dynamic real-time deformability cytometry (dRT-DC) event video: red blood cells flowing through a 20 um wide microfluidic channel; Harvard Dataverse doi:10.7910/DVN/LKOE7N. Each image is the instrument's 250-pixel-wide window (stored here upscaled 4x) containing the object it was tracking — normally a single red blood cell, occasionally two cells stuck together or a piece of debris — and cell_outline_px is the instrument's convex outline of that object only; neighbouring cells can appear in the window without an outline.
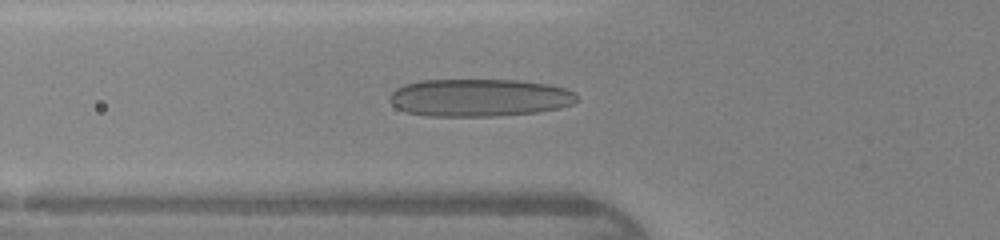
{"species": "human", "species_latin": "Homo sapiens", "temperature_condition": "warm", "stored_images_in_passage": 36, "camera_frame_rate_fps": 3000, "um_per_image_px": 0.085, "donor": {"sex": "female"}, "frame": {"image": 1, "passage_image": 8, "time_ms": 2.333, "image_size_px": [1000, 240], "cell_outline_px": [[580, 100], [572, 104], [560, 108], [536, 112], [496, 116], [428, 116], [408, 112], [396, 108], [388, 100], [392, 92], [396, 88], [404, 84], [420, 80], [516, 80], [548, 84], [564, 88], [576, 92]], "centroid_in_image_um": [40.76, 8.3], "position_along_channel_um": 85.0, "area_um2": 41.33}}
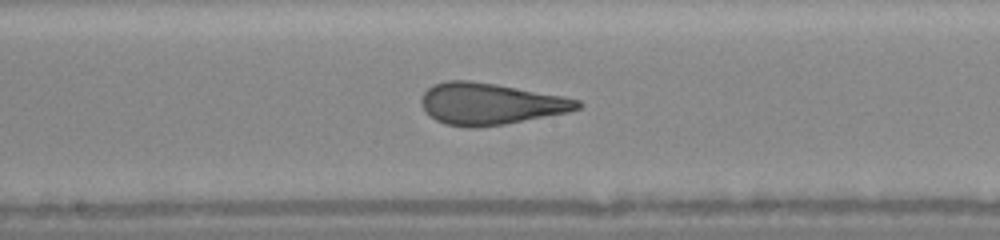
{"frame": {"image": 2, "passage_image": 16, "time_ms": 5.0, "image_size_px": [1000, 240], "cell_outline_px": [[584, 104], [580, 108], [568, 112], [504, 124], [476, 128], [468, 128], [444, 124], [436, 120], [420, 104], [420, 100], [424, 92], [432, 84], [444, 80], [468, 80], [496, 84], [564, 96], [580, 100]], "centroid_in_image_um": [41.67, 8.82], "position_along_channel_um": 206.5, "area_um2": 37.97}}
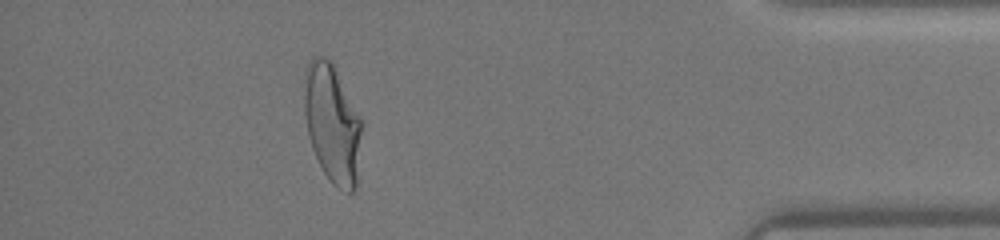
{"frame": {"image": 3, "passage_image": 32, "time_ms": 10.333, "image_size_px": [1000, 240], "cell_outline_px": [[360, 132], [356, 188], [352, 192], [348, 192], [336, 188], [328, 180], [312, 148], [308, 136], [304, 112], [304, 72], [308, 64], [316, 56], [324, 56], [332, 64], [360, 120]], "centroid_in_image_um": [28.19, 10.54], "position_along_channel_um": 407.0, "area_um2": 38.67}}